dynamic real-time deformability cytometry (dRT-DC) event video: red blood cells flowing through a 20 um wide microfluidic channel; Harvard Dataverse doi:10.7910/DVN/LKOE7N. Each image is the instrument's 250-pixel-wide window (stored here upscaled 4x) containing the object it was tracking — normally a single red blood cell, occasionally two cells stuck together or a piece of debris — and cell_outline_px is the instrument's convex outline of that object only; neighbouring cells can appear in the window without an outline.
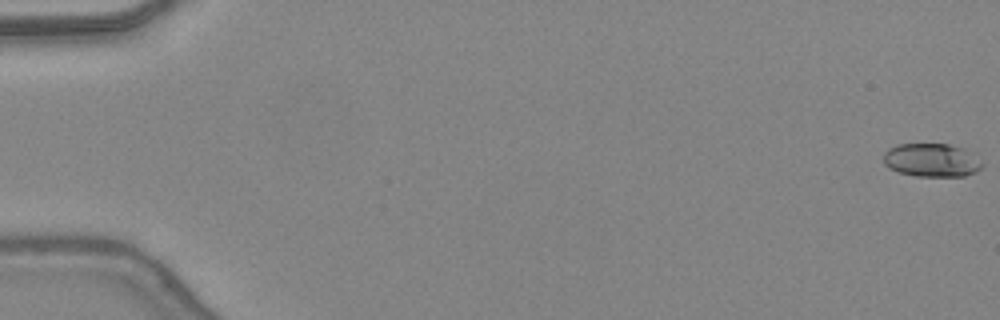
{"species": "common noctule bat (a hibernating species)", "species_latin": "Nyctalus noctula", "temperature_condition": "warm", "stored_images_in_passage": 11, "camera_frame_rate_fps": 3000, "um_per_image_px": 0.085, "animal": {"sex": "female", "body_mass_g": 24.6, "forearm_length_mm": 56.2}, "frame": {"image": 1, "passage_image": 1, "time_ms": 0.0, "image_size_px": [1000, 320], "cell_outline_px": [[984, 164], [976, 172], [964, 176], [916, 176], [896, 172], [888, 168], [884, 164], [884, 152], [888, 148], [896, 144], [948, 144], [964, 148]], "centroid_in_image_um": [79.14, 13.61], "position_along_channel_um": 5.9, "area_um2": 19.31}}